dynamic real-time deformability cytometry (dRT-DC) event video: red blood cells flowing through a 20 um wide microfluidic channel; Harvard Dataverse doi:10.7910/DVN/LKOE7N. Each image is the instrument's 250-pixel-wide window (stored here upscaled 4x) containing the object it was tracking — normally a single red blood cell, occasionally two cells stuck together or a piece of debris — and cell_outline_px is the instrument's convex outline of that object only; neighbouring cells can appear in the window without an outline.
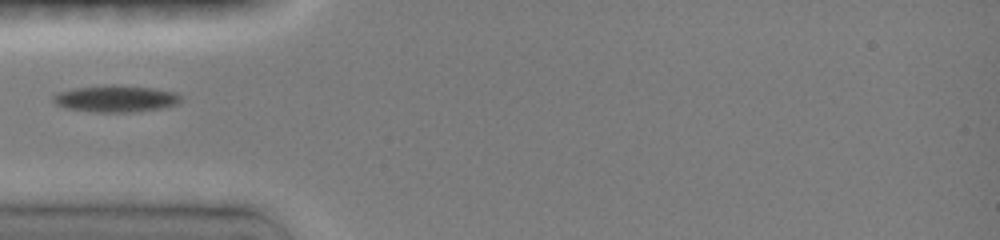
{"species": "common noctule bat (a hibernating species)", "species_latin": "Nyctalus noctula", "temperature_condition": "room temperature", "stored_images_in_passage": 31, "camera_frame_rate_fps": 3000, "um_per_image_px": 0.085, "animal": {"sex": "female", "body_mass_g": 19.0, "forearm_length_mm": 51.5}, "frame": {"image": 1, "passage_image": 1, "time_ms": 0.0, "image_size_px": [1000, 240], "cell_outline_px": [[180, 100], [176, 104], [160, 108], [132, 112], [96, 112], [64, 108], [56, 104], [52, 100], [52, 96], [56, 92], [76, 88], [112, 84], [152, 88], [176, 92], [180, 96]], "centroid_in_image_um": [9.78, 8.38], "position_along_channel_um": 75.2, "area_um2": 19.83}}
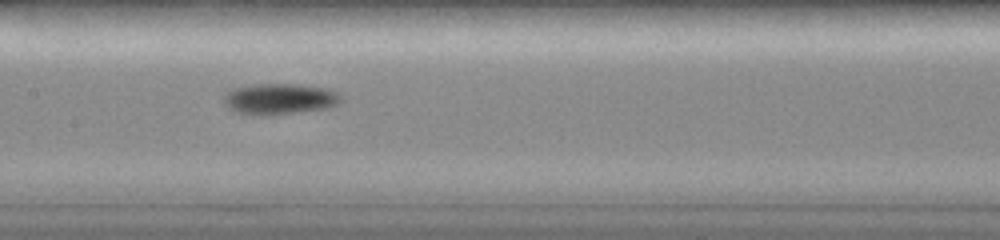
{"frame": {"image": 2, "passage_image": 13, "time_ms": 2.667, "image_size_px": [1000, 240], "cell_outline_px": [[340, 100], [336, 104], [324, 108], [268, 116], [264, 116], [236, 112], [228, 108], [224, 104], [224, 92], [232, 88], [256, 84], [296, 84], [332, 88], [340, 92]], "centroid_in_image_um": [23.73, 8.39], "position_along_channel_um": 183.7, "area_um2": 21.33}}
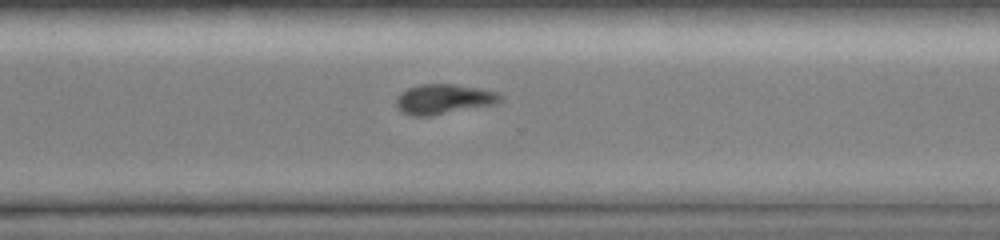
{"frame": {"image": 3, "passage_image": 28, "time_ms": 6.333, "image_size_px": [1000, 240], "cell_outline_px": [[504, 96], [496, 104], [428, 116], [412, 116], [404, 112], [396, 104], [396, 96], [408, 88], [420, 84], [456, 84], [484, 88], [496, 92]], "centroid_in_image_um": [37.75, 8.41], "position_along_channel_um": 332.8, "area_um2": 18.15}}